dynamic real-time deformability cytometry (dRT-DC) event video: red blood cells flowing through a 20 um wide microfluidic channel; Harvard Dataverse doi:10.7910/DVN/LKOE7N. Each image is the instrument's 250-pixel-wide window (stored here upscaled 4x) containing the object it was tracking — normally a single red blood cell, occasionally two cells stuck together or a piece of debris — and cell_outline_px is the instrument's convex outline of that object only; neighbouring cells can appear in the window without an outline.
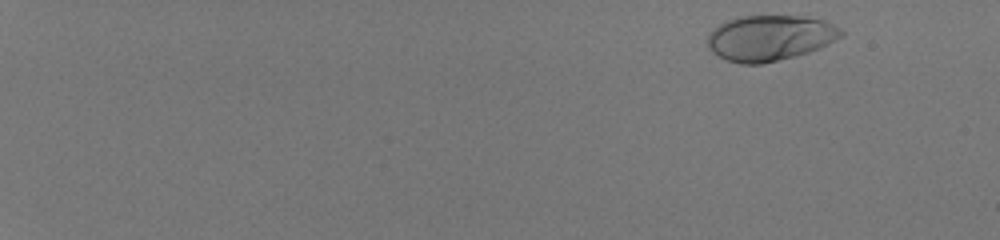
{"species": "human", "species_latin": "Homo sapiens", "temperature_condition": "room temperature", "stored_images_in_passage": 19, "camera_frame_rate_fps": 3000, "um_per_image_px": 0.085, "donor": {"sex": "male"}, "frame": {"image": 1, "passage_image": 3, "time_ms": 0.667, "image_size_px": [1000, 240], "cell_outline_px": [[844, 32], [840, 36], [828, 44], [808, 52], [760, 64], [740, 64], [728, 60], [712, 52], [708, 48], [708, 32], [720, 24], [728, 20], [740, 16], [804, 16], [824, 20], [840, 28]], "centroid_in_image_um": [65.42, 3.21], "position_along_channel_um": 19.6, "area_um2": 35.14}}